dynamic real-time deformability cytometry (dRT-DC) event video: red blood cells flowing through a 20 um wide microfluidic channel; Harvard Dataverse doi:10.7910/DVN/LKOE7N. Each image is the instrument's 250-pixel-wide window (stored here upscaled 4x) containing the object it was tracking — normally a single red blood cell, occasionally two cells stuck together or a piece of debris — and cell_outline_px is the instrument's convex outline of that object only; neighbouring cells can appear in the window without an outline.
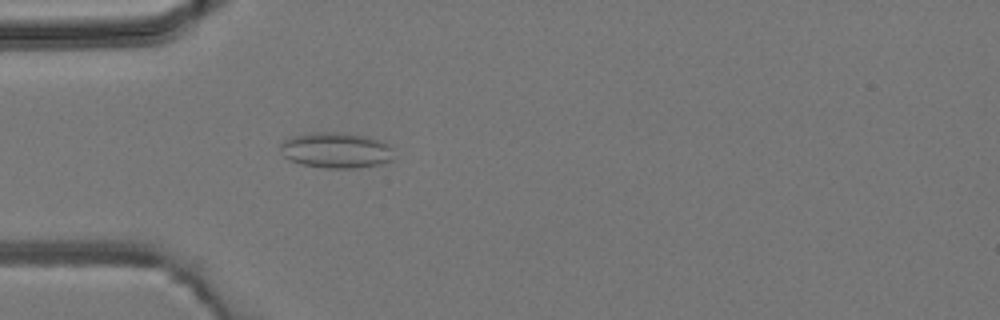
{"species": "common noctule bat (a hibernating species)", "species_latin": "Nyctalus noctula", "temperature_condition": "room temperature", "stored_images_in_passage": 2, "camera_frame_rate_fps": 3000, "um_per_image_px": 0.085, "animal": {"sex": "male", "body_mass_g": 19.2, "forearm_length_mm": 51.8}, "frame": {"image": 1, "passage_image": 2, "time_ms": 1.333, "image_size_px": [1000, 320], "cell_outline_px": [[392, 160], [380, 164], [352, 168], [328, 168], [300, 164], [284, 156], [280, 148], [280, 144], [284, 140], [296, 136], [320, 132], [332, 132], [368, 136], [380, 140], [388, 144], [392, 148]], "centroid_in_image_um": [28.59, 12.78], "position_along_channel_um": 56.4, "area_um2": 23.24}}